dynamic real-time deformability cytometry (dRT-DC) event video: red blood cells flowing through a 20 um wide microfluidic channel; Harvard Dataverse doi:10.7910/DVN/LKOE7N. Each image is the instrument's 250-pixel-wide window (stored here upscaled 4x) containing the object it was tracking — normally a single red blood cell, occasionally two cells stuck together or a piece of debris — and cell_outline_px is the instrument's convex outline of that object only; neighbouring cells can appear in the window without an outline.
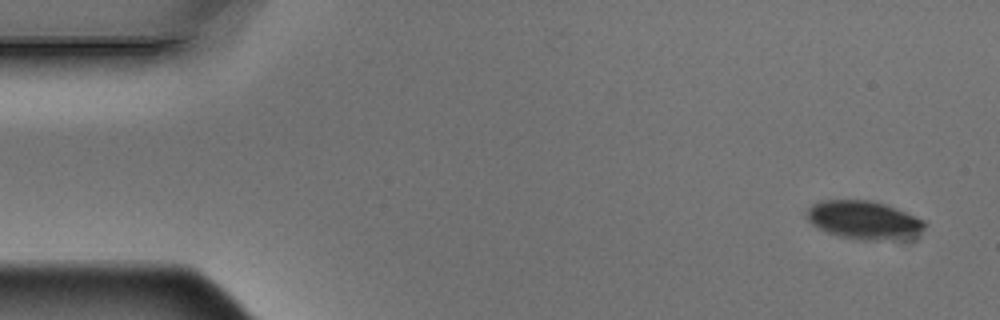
{"species": "Egyptian fruit bat (a non-hibernating species)", "species_latin": "Rousettus aegyptiacus", "temperature_condition": "warm", "stored_images_in_passage": 4, "camera_frame_rate_fps": 3000, "um_per_image_px": 0.085, "animal": {"sex": "male"}, "frame": {"image": 1, "passage_image": 1, "time_ms": 0.0, "image_size_px": [1000, 320], "cell_outline_px": [[928, 224], [920, 236], [908, 240], [860, 240], [840, 236], [828, 232], [812, 224], [808, 220], [804, 212], [812, 204], [820, 200], [868, 200], [884, 204], [924, 220]], "centroid_in_image_um": [73.48, 18.73], "position_along_channel_um": 11.5, "area_um2": 26.76}}